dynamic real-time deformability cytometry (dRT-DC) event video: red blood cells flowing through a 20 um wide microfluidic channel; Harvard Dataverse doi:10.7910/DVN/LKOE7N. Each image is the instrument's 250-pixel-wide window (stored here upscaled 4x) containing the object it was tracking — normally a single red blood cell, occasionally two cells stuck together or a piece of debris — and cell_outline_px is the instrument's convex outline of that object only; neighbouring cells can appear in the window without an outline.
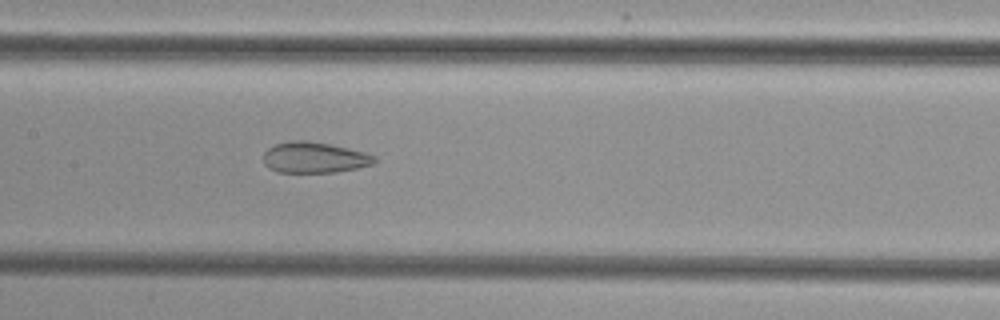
{"species": "common noctule bat (a hibernating species)", "species_latin": "Nyctalus noctula", "temperature_condition": "cold", "stored_images_in_passage": 37, "camera_frame_rate_fps": 3000, "um_per_image_px": 0.085, "animal": {"sex": "female", "body_mass_g": 29.2, "forearm_length_mm": 56.3}, "frame": {"image": 1, "passage_image": 25, "time_ms": 8.0, "image_size_px": [1000, 320], "cell_outline_px": [[376, 160], [372, 164], [356, 168], [336, 172], [276, 172], [268, 168], [264, 164], [264, 152], [268, 148], [276, 144], [288, 140], [304, 140], [328, 144], [364, 152], [376, 156]], "centroid_in_image_um": [26.68, 13.39], "position_along_channel_um": 180.7, "area_um2": 19.88}}
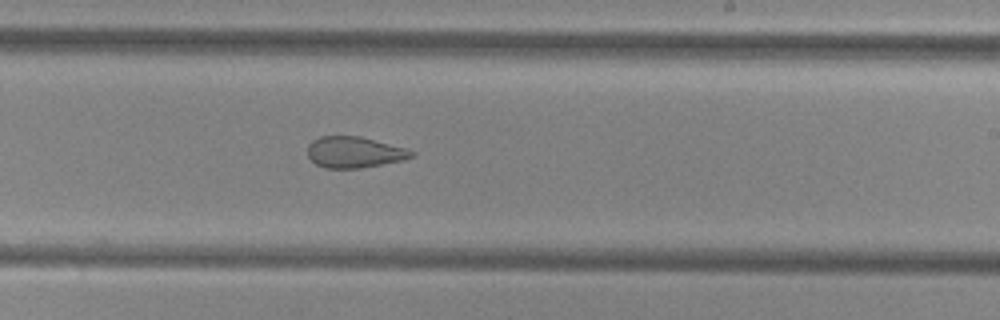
{"frame": {"image": 2, "passage_image": 31, "time_ms": 10.0, "image_size_px": [1000, 320], "cell_outline_px": [[416, 156], [404, 160], [360, 168], [324, 168], [316, 164], [308, 156], [308, 144], [312, 140], [320, 136], [360, 136], [404, 148], [416, 152]], "centroid_in_image_um": [30.12, 12.94], "position_along_channel_um": 258.9, "area_um2": 18.84}}
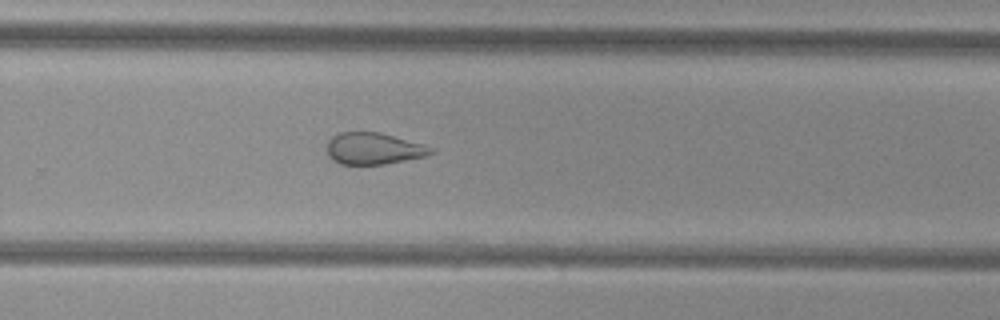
{"frame": {"image": 3, "passage_image": 34, "time_ms": 11.0, "image_size_px": [1000, 320], "cell_outline_px": [[436, 152], [424, 156], [384, 164], [340, 164], [332, 160], [328, 156], [328, 140], [332, 136], [340, 132], [380, 132], [436, 148]], "centroid_in_image_um": [31.76, 12.62], "position_along_channel_um": 298.0, "area_um2": 19.13}}